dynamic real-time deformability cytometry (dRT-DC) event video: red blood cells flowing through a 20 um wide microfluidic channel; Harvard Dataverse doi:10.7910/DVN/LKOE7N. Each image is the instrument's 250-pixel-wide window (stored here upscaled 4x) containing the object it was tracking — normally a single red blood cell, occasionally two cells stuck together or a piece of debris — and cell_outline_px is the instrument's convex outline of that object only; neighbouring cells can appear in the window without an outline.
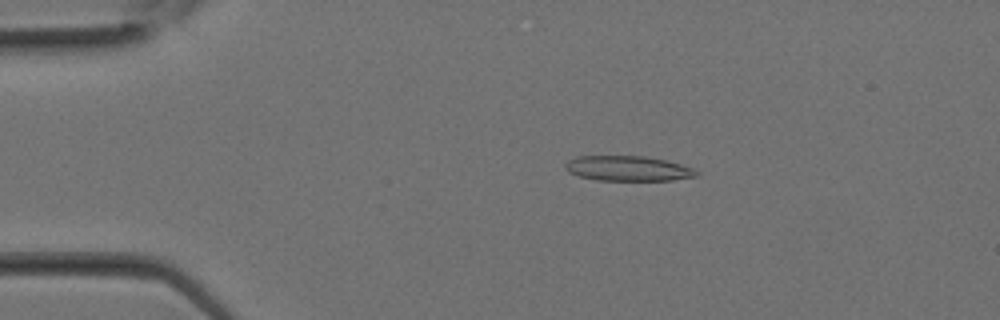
{"species": "Egyptian fruit bat (a non-hibernating species)", "species_latin": "Rousettus aegyptiacus", "temperature_condition": "room temperature", "stored_images_in_passage": 9, "camera_frame_rate_fps": 3000, "um_per_image_px": 0.085, "animal": {"sex": "female"}, "frame": {"image": 1, "passage_image": 4, "time_ms": 1.0, "image_size_px": [1000, 320], "cell_outline_px": [[700, 176], [672, 180], [596, 180], [580, 176], [568, 172], [564, 168], [564, 164], [568, 160], [576, 156], [644, 156], [664, 160], [680, 164], [692, 168], [700, 172]], "centroid_in_image_um": [53.37, 14.32], "position_along_channel_um": 31.6, "area_um2": 19.19}}
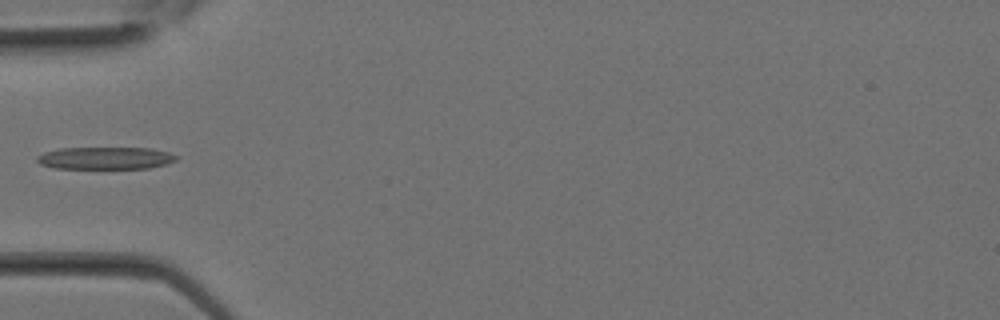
{"frame": {"image": 2, "passage_image": 8, "time_ms": 2.333, "image_size_px": [1000, 320], "cell_outline_px": [[180, 156], [176, 160], [164, 164], [148, 168], [52, 168], [40, 164], [36, 160], [36, 156], [44, 152], [60, 148], [152, 148], [168, 152]], "centroid_in_image_um": [8.94, 13.43], "position_along_channel_um": 76.1, "area_um2": 18.09}}